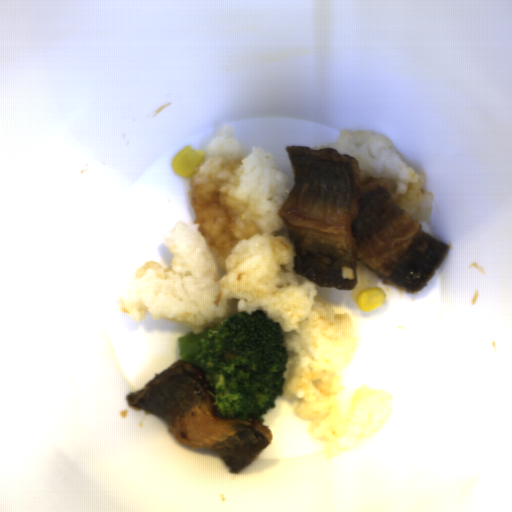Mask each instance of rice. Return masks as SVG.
Returning <instances> with one entry per match:
<instances>
[{"label": "rice", "mask_w": 512, "mask_h": 512, "mask_svg": "<svg viewBox=\"0 0 512 512\" xmlns=\"http://www.w3.org/2000/svg\"><path fill=\"white\" fill-rule=\"evenodd\" d=\"M234 132L223 125L188 177L196 218L191 226L175 223L170 237L162 236L174 254L171 266L143 263L115 308L135 323L148 311L198 335L242 311L262 310L279 322L287 348L282 396H295L292 414L308 421L310 436L322 442L330 461L382 429L393 397L365 384L341 414L339 372L357 348L353 318L336 314L316 282L293 272L295 244L278 215L291 180L262 147L244 155Z\"/></svg>", "instance_id": "obj_1"}, {"label": "rice", "mask_w": 512, "mask_h": 512, "mask_svg": "<svg viewBox=\"0 0 512 512\" xmlns=\"http://www.w3.org/2000/svg\"><path fill=\"white\" fill-rule=\"evenodd\" d=\"M323 148H334L338 154L354 157L360 169L359 184H387L394 202L420 224L424 233L434 236L429 225L433 221L434 194L425 188L426 173H415L388 137L367 130L349 132L341 129L335 142H326L320 147L314 145L310 149Z\"/></svg>", "instance_id": "obj_2"}]
</instances>
